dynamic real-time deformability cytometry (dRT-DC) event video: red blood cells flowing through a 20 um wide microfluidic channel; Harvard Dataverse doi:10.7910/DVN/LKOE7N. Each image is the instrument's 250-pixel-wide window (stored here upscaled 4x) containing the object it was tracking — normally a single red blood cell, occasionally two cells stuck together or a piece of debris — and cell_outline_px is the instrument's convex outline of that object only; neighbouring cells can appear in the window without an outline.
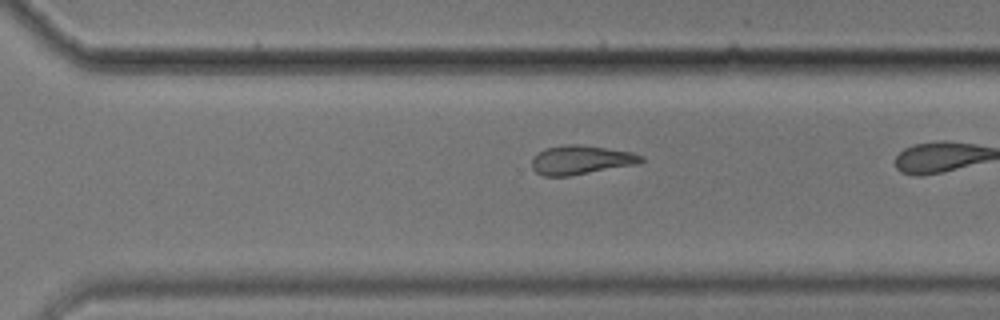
{"species": "common noctule bat (a hibernating species)", "species_latin": "Nyctalus noctula", "temperature_condition": "cold", "stored_images_in_passage": 40, "camera_frame_rate_fps": 3000, "um_per_image_px": 0.085, "animal": {"sex": "male", "body_mass_g": 17.9}, "frame": {"image": 1, "passage_image": 36, "time_ms": 11.667, "image_size_px": [1000, 320], "cell_outline_px": [[644, 160], [636, 164], [568, 176], [544, 176], [536, 172], [532, 168], [532, 160], [540, 152], [548, 148], [564, 144], [580, 144], [632, 152], [644, 156]], "centroid_in_image_um": [49.39, 13.59], "position_along_channel_um": 321.2, "area_um2": 18.21}}